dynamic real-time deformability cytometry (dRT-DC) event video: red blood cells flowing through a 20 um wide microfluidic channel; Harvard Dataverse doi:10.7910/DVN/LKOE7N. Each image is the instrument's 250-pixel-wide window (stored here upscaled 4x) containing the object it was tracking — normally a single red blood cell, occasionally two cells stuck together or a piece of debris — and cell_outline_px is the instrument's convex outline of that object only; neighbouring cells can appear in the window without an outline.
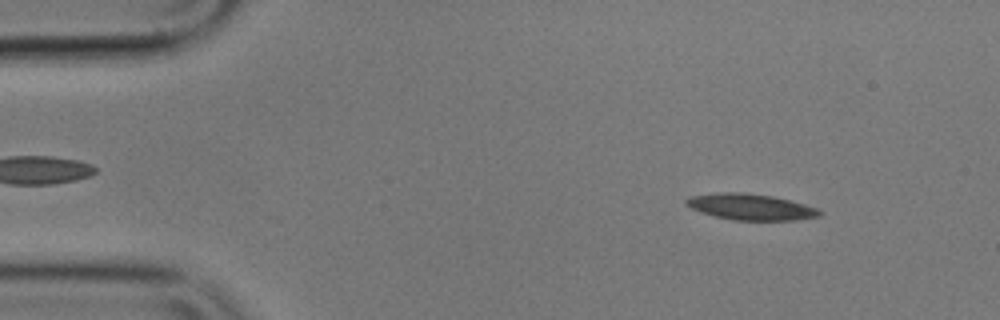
{"species": "common noctule bat (a hibernating species)", "species_latin": "Nyctalus noctula", "temperature_condition": "cold", "stored_images_in_passage": 56, "camera_frame_rate_fps": 3000, "um_per_image_px": 0.085, "animal": {"sex": "male", "body_mass_g": 17.9}, "frame": {"image": 1, "passage_image": 6, "time_ms": 1.667, "image_size_px": [1000, 320], "cell_outline_px": [[824, 212], [820, 216], [796, 220], [732, 220], [700, 212], [684, 204], [684, 200], [692, 196], [716, 192], [744, 192], [772, 196], [804, 204], [816, 208]], "centroid_in_image_um": [63.79, 17.58], "position_along_channel_um": 21.2, "area_um2": 20.29}}
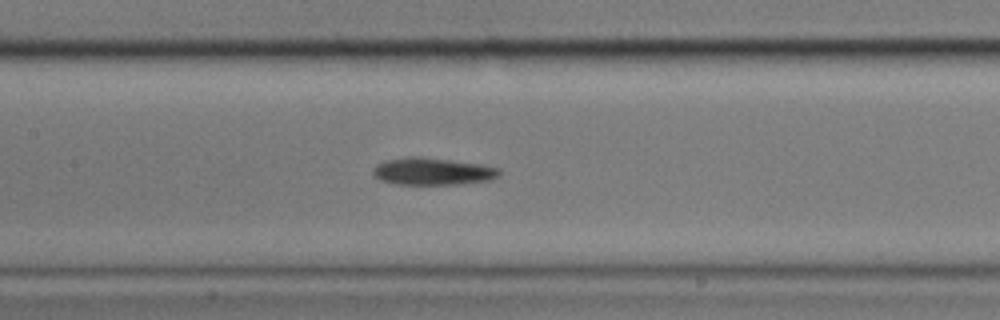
{"frame": {"image": 2, "passage_image": 25, "time_ms": 8.0, "image_size_px": [1000, 320], "cell_outline_px": [[500, 176], [488, 180], [456, 184], [396, 184], [380, 180], [372, 172], [372, 168], [376, 164], [384, 160], [408, 156], [420, 156], [480, 164], [500, 168]], "centroid_in_image_um": [36.73, 14.55], "position_along_channel_um": 170.7, "area_um2": 20.06}}
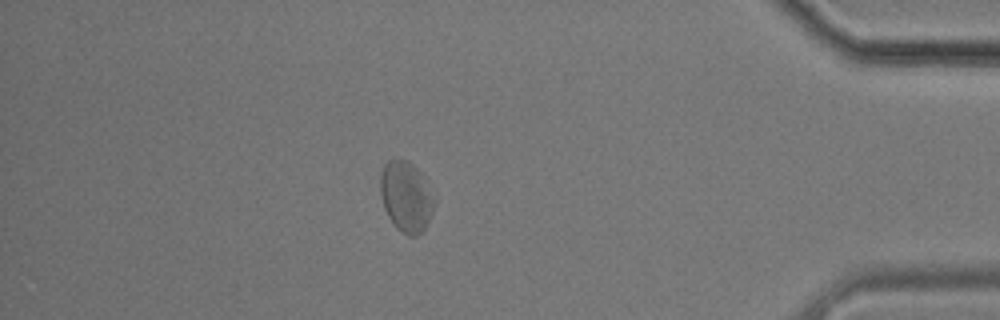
{"frame": {"image": 3, "passage_image": 48, "time_ms": 15.667, "image_size_px": [1000, 320], "cell_outline_px": [[436, 200], [432, 212], [424, 228], [416, 236], [408, 236], [400, 232], [396, 228], [388, 216], [384, 208], [380, 192], [380, 176], [384, 164], [392, 156], [396, 156], [408, 160], [424, 176]], "centroid_in_image_um": [34.5, 16.66], "position_along_channel_um": 400.7, "area_um2": 22.54}, "authors_computed_cell_mechanics": {"area_um2": 20.2878, "velocity_mm_per_s": 3.5373, "shape_relaxation_time_tau1_ms": null, "shape_relaxation_time_tau2_ms": 5.4764, "deformation_change_tau1": null, "deformation_change_tau2": 0.1401}}